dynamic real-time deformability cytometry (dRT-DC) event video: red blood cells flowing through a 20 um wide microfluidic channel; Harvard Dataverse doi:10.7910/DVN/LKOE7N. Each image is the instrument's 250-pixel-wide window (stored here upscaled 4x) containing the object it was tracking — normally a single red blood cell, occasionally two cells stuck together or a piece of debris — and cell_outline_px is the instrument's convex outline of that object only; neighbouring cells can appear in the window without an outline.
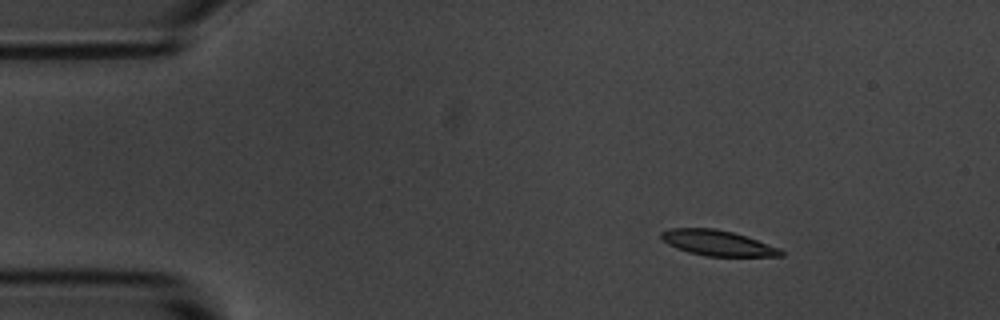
{"species": "common noctule bat (a hibernating species)", "species_latin": "Nyctalus noctula", "temperature_condition": "room temperature", "stored_images_in_passage": 3, "camera_frame_rate_fps": 3000, "um_per_image_px": 0.085, "animal": {"sex": "male", "body_mass_g": 20.1, "forearm_length_mm": 53.5}, "frame": {"image": 1, "passage_image": 1, "time_ms": 0.0, "image_size_px": [1000, 320], "cell_outline_px": [[784, 256], [704, 256], [688, 252], [676, 248], [668, 244], [660, 236], [660, 232], [668, 228], [716, 228], [732, 232], [780, 248], [784, 252]], "centroid_in_image_um": [60.96, 20.65], "position_along_channel_um": 24.0, "area_um2": 17.69}}